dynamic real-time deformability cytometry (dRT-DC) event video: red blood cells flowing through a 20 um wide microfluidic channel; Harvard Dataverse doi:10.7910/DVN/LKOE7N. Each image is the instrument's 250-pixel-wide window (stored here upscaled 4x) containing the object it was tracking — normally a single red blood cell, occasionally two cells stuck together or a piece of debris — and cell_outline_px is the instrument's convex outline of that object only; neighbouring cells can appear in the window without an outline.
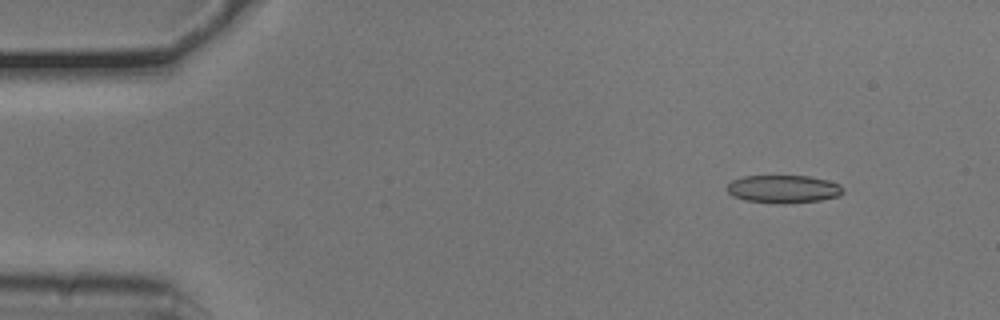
{"species": "common noctule bat (a hibernating species)", "species_latin": "Nyctalus noctula", "temperature_condition": "cold", "stored_images_in_passage": 41, "camera_frame_rate_fps": 3000, "um_per_image_px": 0.085, "animal": {"sex": "male", "body_mass_g": 20.5, "forearm_length_mm": 52.5}, "frame": {"image": 1, "passage_image": 4, "time_ms": 1.0, "image_size_px": [1000, 320], "cell_outline_px": [[844, 192], [840, 196], [820, 200], [784, 204], [780, 204], [744, 200], [732, 196], [724, 188], [732, 180], [744, 176], [808, 176], [828, 180], [840, 184], [844, 188]], "centroid_in_image_um": [66.59, 16.07], "position_along_channel_um": 18.4, "area_um2": 19.13}}
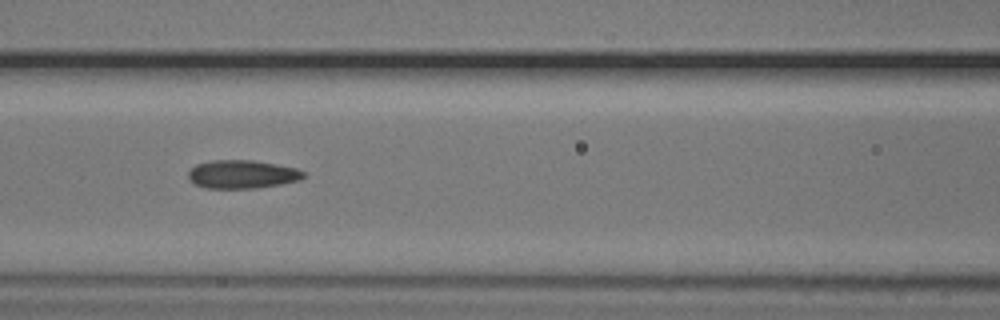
{"frame": {"image": 2, "passage_image": 21, "time_ms": 6.667, "image_size_px": [1000, 320], "cell_outline_px": [[304, 176], [300, 180], [280, 184], [256, 188], [204, 188], [196, 184], [188, 176], [188, 172], [196, 164], [212, 160], [252, 160], [276, 164], [296, 168], [304, 172]], "centroid_in_image_um": [20.58, 14.81], "position_along_channel_um": 146.0, "area_um2": 18.9}}
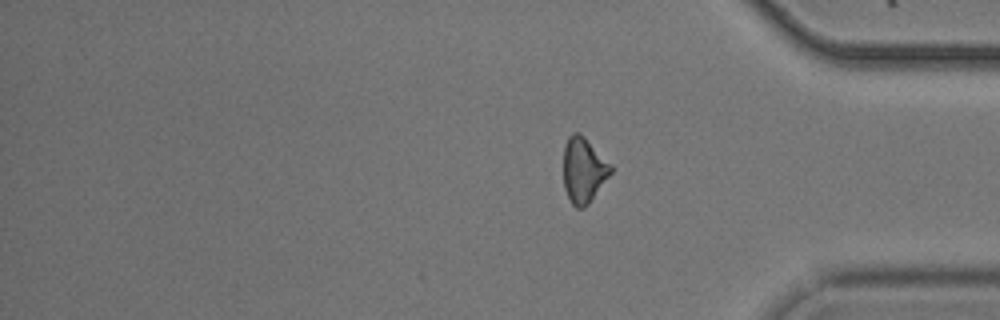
{"frame": {"image": 3, "passage_image": 41, "time_ms": 13.333, "image_size_px": [1000, 320], "cell_outline_px": [[612, 172], [588, 204], [584, 208], [576, 208], [572, 204], [564, 188], [564, 148], [568, 136], [572, 132], [580, 132], [612, 164]], "centroid_in_image_um": [49.61, 14.44], "position_along_channel_um": 385.6, "area_um2": 18.03}, "authors_computed_cell_mechanics": {"area_um2": 18.9006, "velocity_mm_per_s": 3.8051, "shape_relaxation_time_tau1_ms": 4.4133, "shape_relaxation_time_tau2_ms": 1.955, "deformation_change_tau1": 0.1281, "deformation_change_tau2": 0.1011}}